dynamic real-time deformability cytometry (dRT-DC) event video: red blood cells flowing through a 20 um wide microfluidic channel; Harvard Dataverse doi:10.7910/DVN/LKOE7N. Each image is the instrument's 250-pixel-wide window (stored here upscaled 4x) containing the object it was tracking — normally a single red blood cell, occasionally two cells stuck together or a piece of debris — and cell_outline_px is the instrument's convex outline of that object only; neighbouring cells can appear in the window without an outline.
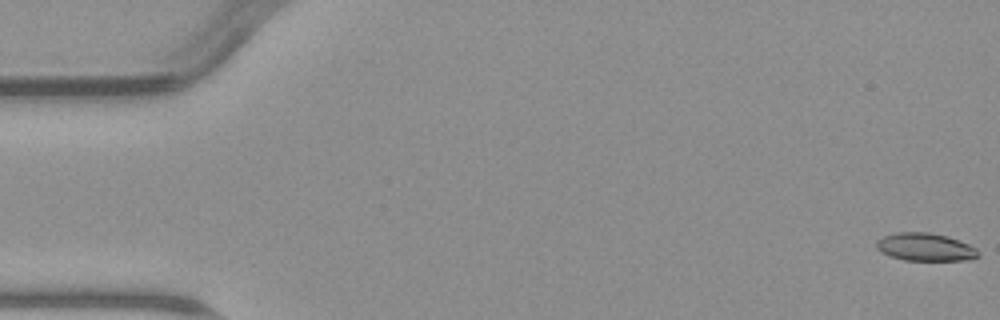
{"species": "common noctule bat (a hibernating species)", "species_latin": "Nyctalus noctula", "temperature_condition": "warm", "stored_images_in_passage": 8, "segment_of_instrument_passage": [1, 2], "camera_frame_rate_fps": 3000, "um_per_image_px": 0.085, "animal": {"sex": "male", "body_mass_g": 23.1, "forearm_length_mm": 52.7}, "frame": {"image": 1, "passage_image": 1, "time_ms": 0.0, "image_size_px": [1000, 320], "cell_outline_px": [[980, 256], [972, 260], [904, 260], [880, 252], [876, 248], [876, 240], [884, 236], [896, 232], [928, 232], [948, 236], [960, 240], [976, 248], [980, 252]], "centroid_in_image_um": [78.68, 21.0], "position_along_channel_um": 6.3, "area_um2": 16.7}}
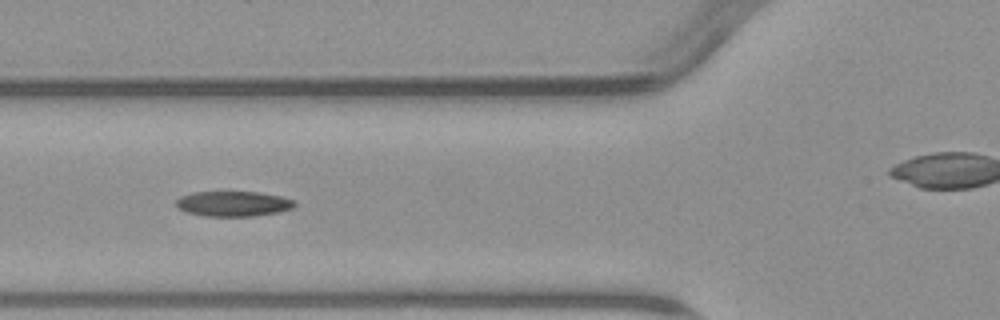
{"frame": {"image": 2, "passage_image": 6, "time_ms": 6.667, "image_size_px": [1000, 320], "cell_outline_px": [[296, 204], [292, 208], [276, 212], [252, 216], [208, 216], [184, 212], [176, 208], [176, 200], [180, 196], [192, 192], [260, 192], [280, 196], [296, 200]], "centroid_in_image_um": [19.79, 17.31], "position_along_channel_um": 106.0, "area_um2": 17.46}}
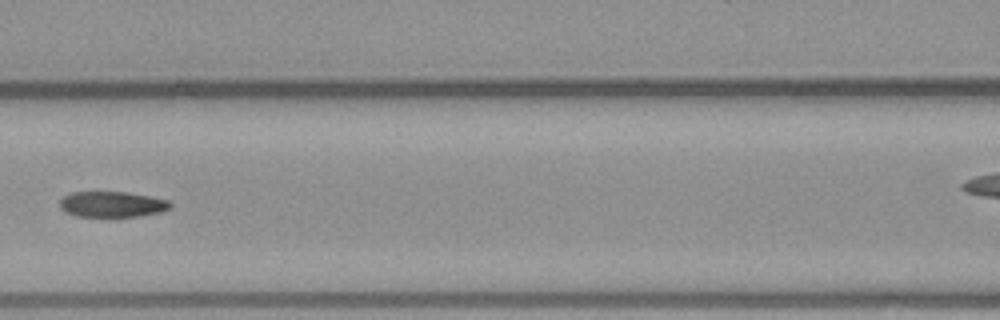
{"frame": {"image": 3, "passage_image": 7, "time_ms": 8.0, "image_size_px": [1000, 320], "cell_outline_px": [[172, 208], [160, 212], [136, 216], [76, 216], [64, 212], [60, 208], [60, 200], [64, 196], [72, 192], [128, 192], [168, 200], [172, 204]], "centroid_in_image_um": [9.52, 17.36], "position_along_channel_um": 157.1, "area_um2": 16.47}}